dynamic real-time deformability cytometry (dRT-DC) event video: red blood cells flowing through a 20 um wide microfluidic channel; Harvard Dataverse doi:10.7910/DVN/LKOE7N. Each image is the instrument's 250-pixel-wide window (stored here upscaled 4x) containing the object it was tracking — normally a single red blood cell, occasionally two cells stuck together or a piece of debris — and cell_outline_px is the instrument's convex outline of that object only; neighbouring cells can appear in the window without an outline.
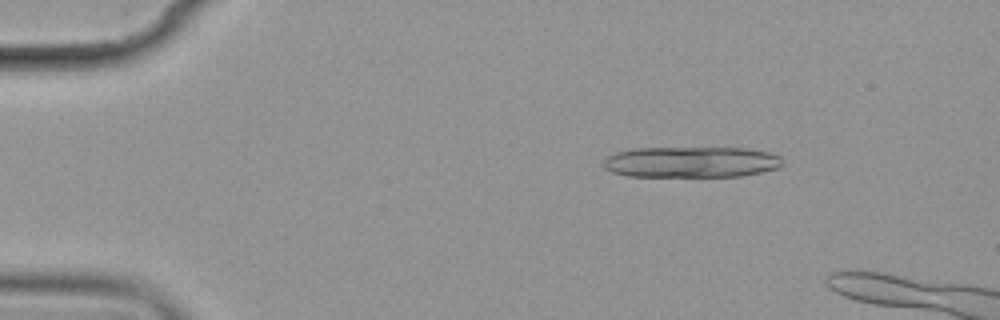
{"species": "common noctule bat (a hibernating species)", "species_latin": "Nyctalus noctula", "temperature_condition": "cold", "stored_images_in_passage": 5, "camera_frame_rate_fps": 3000, "um_per_image_px": 0.085, "animal": {"sex": "female", "body_mass_g": 19.9}, "frame": {"image": 1, "passage_image": 2, "time_ms": 2.0, "image_size_px": [1000, 320], "cell_outline_px": [[784, 164], [780, 168], [740, 176], [628, 176], [612, 172], [604, 168], [604, 160], [608, 156], [616, 152], [632, 148], [748, 148], [768, 152], [780, 156]], "centroid_in_image_um": [58.77, 13.77], "position_along_channel_um": 26.2, "area_um2": 32.37}}